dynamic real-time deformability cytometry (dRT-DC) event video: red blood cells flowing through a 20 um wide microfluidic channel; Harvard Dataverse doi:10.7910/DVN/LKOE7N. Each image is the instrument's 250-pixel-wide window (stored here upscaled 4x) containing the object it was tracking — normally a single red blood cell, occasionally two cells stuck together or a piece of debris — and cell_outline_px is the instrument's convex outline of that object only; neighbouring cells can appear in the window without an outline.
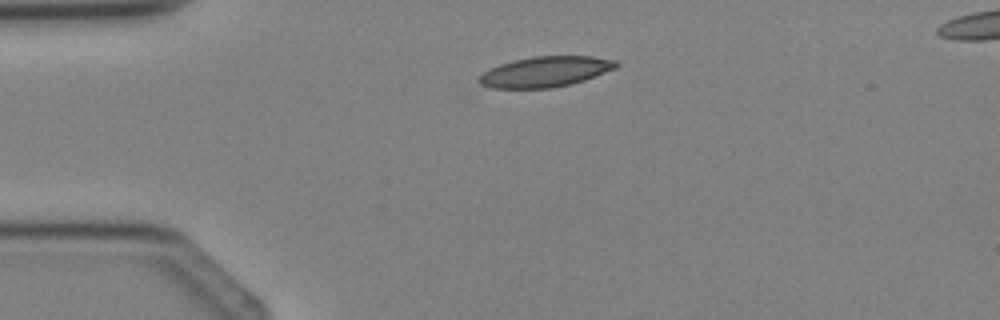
{"species": "Egyptian fruit bat (a non-hibernating species)", "species_latin": "Rousettus aegyptiacus", "temperature_condition": "cold", "stored_images_in_passage": 3, "camera_frame_rate_fps": 3000, "um_per_image_px": 0.085, "animal": {"sex": "female"}, "frame": {"image": 1, "passage_image": 2, "time_ms": 1.333, "image_size_px": [1000, 320], "cell_outline_px": [[620, 64], [616, 68], [584, 80], [572, 84], [552, 88], [492, 88], [480, 84], [476, 80], [484, 72], [500, 64], [532, 56], [592, 56], [616, 60]], "centroid_in_image_um": [46.37, 6.1], "position_along_channel_um": 38.6, "area_um2": 24.28}}